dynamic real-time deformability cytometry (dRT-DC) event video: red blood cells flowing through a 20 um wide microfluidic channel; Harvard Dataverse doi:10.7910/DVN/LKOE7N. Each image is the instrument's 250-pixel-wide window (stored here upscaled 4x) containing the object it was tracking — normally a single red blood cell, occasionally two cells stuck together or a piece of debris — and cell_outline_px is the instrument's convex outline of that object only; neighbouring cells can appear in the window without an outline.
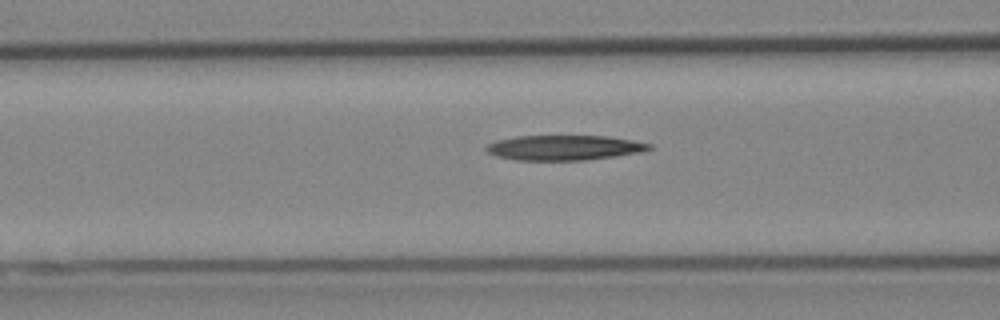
{"species": "Egyptian fruit bat (a non-hibernating species)", "species_latin": "Rousettus aegyptiacus", "temperature_condition": "cold", "stored_images_in_passage": 28, "camera_frame_rate_fps": 3000, "um_per_image_px": 0.085, "animal": {"sex": "female"}, "frame": {"image": 1, "passage_image": 8, "time_ms": 2.333, "image_size_px": [1000, 320], "cell_outline_px": [[652, 148], [644, 152], [616, 156], [584, 160], [516, 160], [496, 156], [488, 152], [484, 148], [488, 144], [496, 140], [516, 136], [608, 136], [632, 140], [652, 144]], "centroid_in_image_um": [47.97, 12.55], "position_along_channel_um": 118.6, "area_um2": 23.81}}
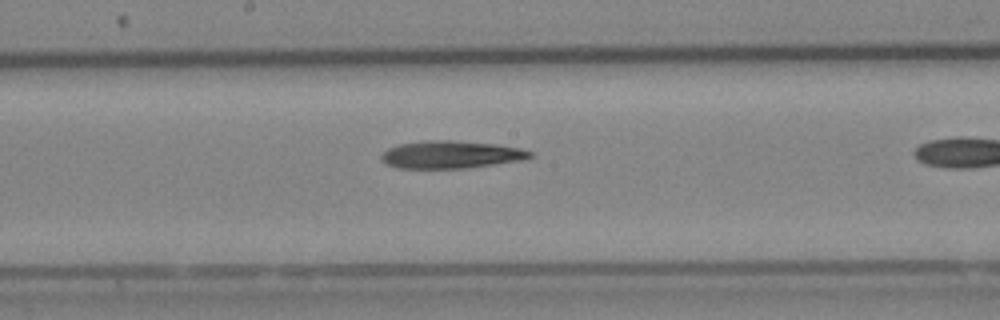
{"frame": {"image": 2, "passage_image": 15, "time_ms": 4.667, "image_size_px": [1000, 320], "cell_outline_px": [[532, 156], [524, 160], [464, 168], [396, 168], [380, 160], [380, 152], [388, 148], [400, 144], [424, 140], [452, 140], [496, 144], [520, 148], [532, 152]], "centroid_in_image_um": [38.29, 13.13], "position_along_channel_um": 209.9, "area_um2": 23.99}}
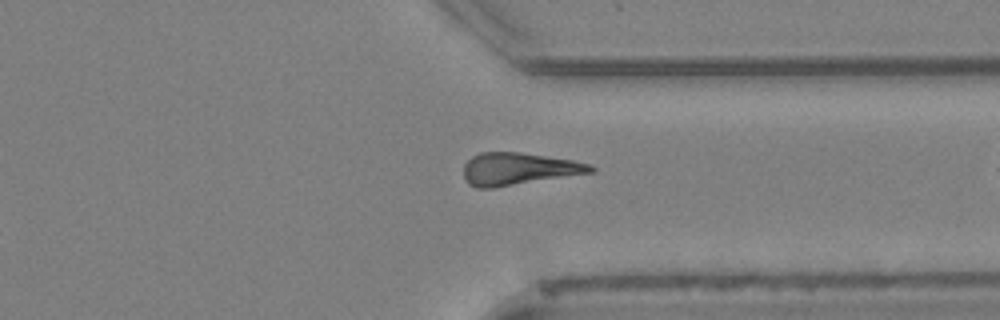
{"frame": {"image": 3, "passage_image": 27, "time_ms": 8.667, "image_size_px": [1000, 320], "cell_outline_px": [[596, 172], [492, 188], [476, 188], [468, 184], [464, 180], [464, 164], [472, 156], [480, 152], [520, 152], [572, 160], [592, 164], [596, 168]], "centroid_in_image_um": [44.08, 14.36], "position_along_channel_um": 367.3, "area_um2": 24.1}}